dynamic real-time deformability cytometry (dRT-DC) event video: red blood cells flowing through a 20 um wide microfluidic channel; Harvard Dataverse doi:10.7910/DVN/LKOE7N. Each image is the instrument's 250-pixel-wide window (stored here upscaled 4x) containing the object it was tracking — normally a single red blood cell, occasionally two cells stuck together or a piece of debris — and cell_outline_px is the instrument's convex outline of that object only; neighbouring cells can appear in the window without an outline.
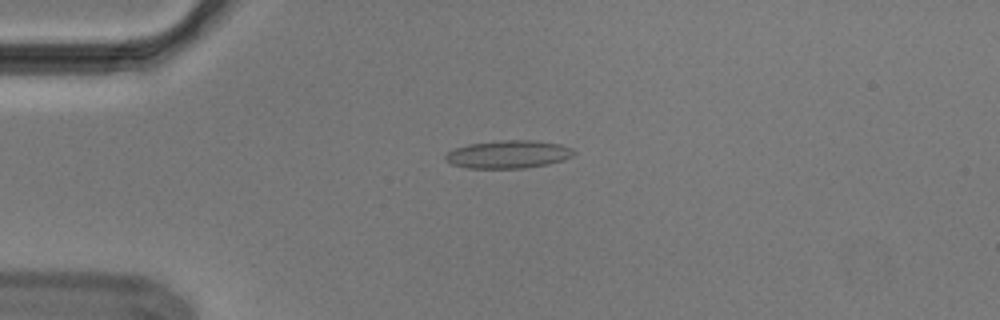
{"species": "Egyptian fruit bat (a non-hibernating species)", "species_latin": "Rousettus aegyptiacus", "temperature_condition": "cold", "stored_images_in_passage": 54, "camera_frame_rate_fps": 3000, "um_per_image_px": 0.085, "animal": {"sex": "male"}, "frame": {"image": 1, "passage_image": 13, "time_ms": 4.0, "image_size_px": [1000, 320], "cell_outline_px": [[576, 152], [572, 156], [564, 160], [548, 164], [524, 168], [468, 168], [452, 164], [444, 160], [444, 156], [448, 152], [456, 148], [468, 144], [504, 140], [532, 140], [560, 144], [572, 148]], "centroid_in_image_um": [43.22, 13.12], "position_along_channel_um": 41.8, "area_um2": 20.87}}
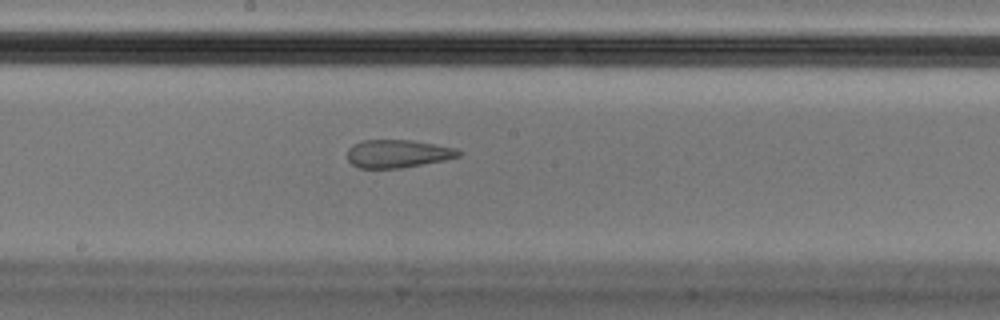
{"frame": {"image": 2, "passage_image": 29, "time_ms": 9.333, "image_size_px": [1000, 320], "cell_outline_px": [[464, 152], [460, 156], [444, 160], [400, 168], [360, 168], [352, 164], [348, 160], [348, 148], [352, 144], [364, 140], [412, 140], [456, 148]], "centroid_in_image_um": [33.82, 13.06], "position_along_channel_um": 214.4, "area_um2": 18.15}}
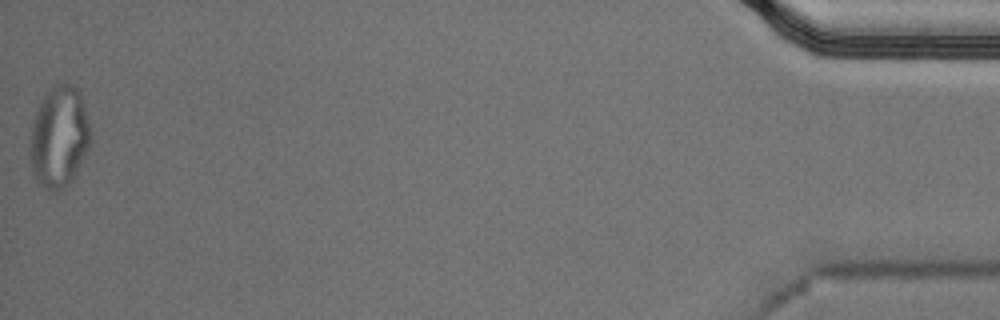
{"frame": {"image": 3, "passage_image": 54, "time_ms": 17.667, "image_size_px": [1000, 320], "cell_outline_px": [[92, 140], [72, 180], [64, 188], [56, 192], [44, 188], [36, 180], [32, 172], [32, 124], [36, 112], [48, 88], [60, 84], [76, 84], [80, 92], [92, 128]], "centroid_in_image_um": [5.08, 11.62], "position_along_channel_um": 430.1, "area_um2": 35.6}, "authors_computed_cell_mechanics": {"area_um2": 19.9988, "velocity_mm_per_s": 3.6952, "shape_relaxation_time_tau1_ms": null, "shape_relaxation_time_tau2_ms": 2.2316, "deformation_change_tau1": null, "deformation_change_tau2": 0.105}}